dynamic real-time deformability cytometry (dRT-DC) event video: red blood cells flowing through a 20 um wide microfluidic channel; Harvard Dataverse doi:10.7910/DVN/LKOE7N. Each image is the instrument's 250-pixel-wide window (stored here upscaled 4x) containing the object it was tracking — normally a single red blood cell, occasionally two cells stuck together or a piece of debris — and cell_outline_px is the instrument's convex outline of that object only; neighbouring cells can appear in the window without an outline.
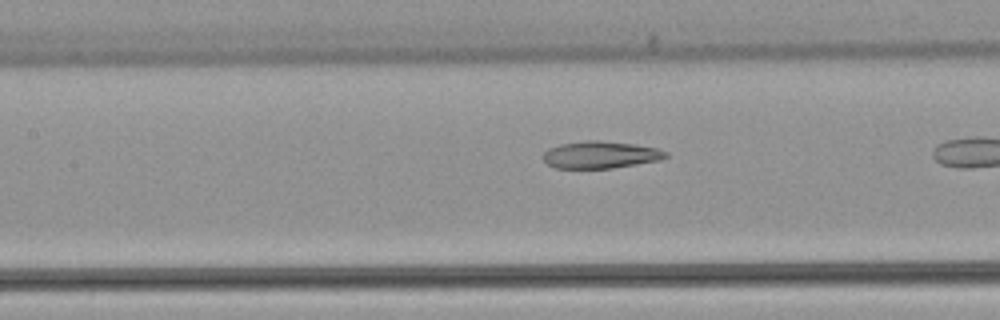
{"species": "common noctule bat (a hibernating species)", "species_latin": "Nyctalus noctula", "temperature_condition": "warm", "stored_images_in_passage": 26, "camera_frame_rate_fps": 3000, "um_per_image_px": 0.085, "animal": {"sex": "female", "body_mass_g": 22.7, "forearm_length_mm": 54.2}, "frame": {"image": 1, "passage_image": 19, "time_ms": 6.0, "image_size_px": [1000, 320], "cell_outline_px": [[668, 156], [660, 160], [612, 168], [556, 168], [548, 164], [544, 160], [544, 152], [548, 148], [560, 144], [588, 140], [596, 140], [632, 144], [656, 148], [668, 152]], "centroid_in_image_um": [51.04, 13.16], "position_along_channel_um": 156.4, "area_um2": 19.19}}
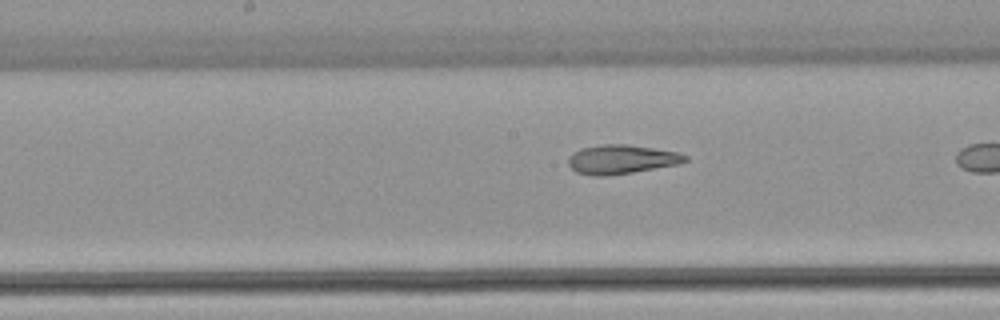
{"frame": {"image": 2, "passage_image": 22, "time_ms": 7.0, "image_size_px": [1000, 320], "cell_outline_px": [[688, 160], [676, 164], [632, 172], [604, 176], [592, 176], [576, 172], [568, 164], [568, 156], [572, 152], [580, 148], [604, 144], [628, 144], [676, 152], [688, 156]], "centroid_in_image_um": [52.75, 13.54], "position_along_channel_um": 195.4, "area_um2": 19.65}}